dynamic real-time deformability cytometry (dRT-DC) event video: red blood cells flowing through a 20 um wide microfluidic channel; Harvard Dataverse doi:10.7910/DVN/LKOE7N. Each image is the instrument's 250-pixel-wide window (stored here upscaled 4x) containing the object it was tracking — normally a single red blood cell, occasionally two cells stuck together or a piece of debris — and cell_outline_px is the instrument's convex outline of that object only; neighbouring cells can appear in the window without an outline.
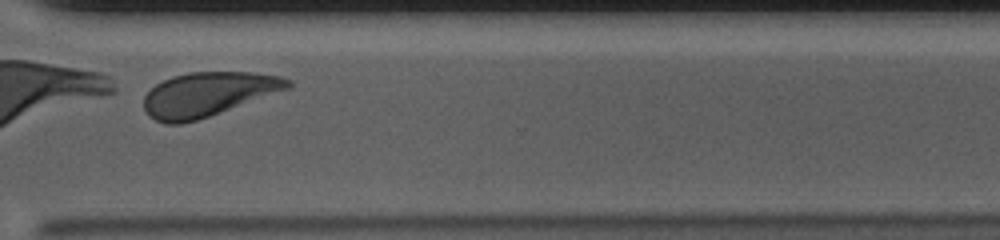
{"species": "human", "species_latin": "Homo sapiens", "temperature_condition": "cold", "stored_images_in_passage": 33, "camera_frame_rate_fps": 3000, "um_per_image_px": 0.085, "donor": {"sex": "male"}, "frame": {"image": 1, "passage_image": 31, "time_ms": 10.0, "image_size_px": [1000, 240], "cell_outline_px": [[292, 88], [196, 120], [180, 124], [164, 124], [148, 116], [144, 108], [144, 96], [156, 84], [172, 76], [188, 72], [252, 72], [280, 76], [292, 80]], "centroid_in_image_um": [17.69, 8.0], "position_along_channel_um": 352.9, "area_um2": 37.05}}